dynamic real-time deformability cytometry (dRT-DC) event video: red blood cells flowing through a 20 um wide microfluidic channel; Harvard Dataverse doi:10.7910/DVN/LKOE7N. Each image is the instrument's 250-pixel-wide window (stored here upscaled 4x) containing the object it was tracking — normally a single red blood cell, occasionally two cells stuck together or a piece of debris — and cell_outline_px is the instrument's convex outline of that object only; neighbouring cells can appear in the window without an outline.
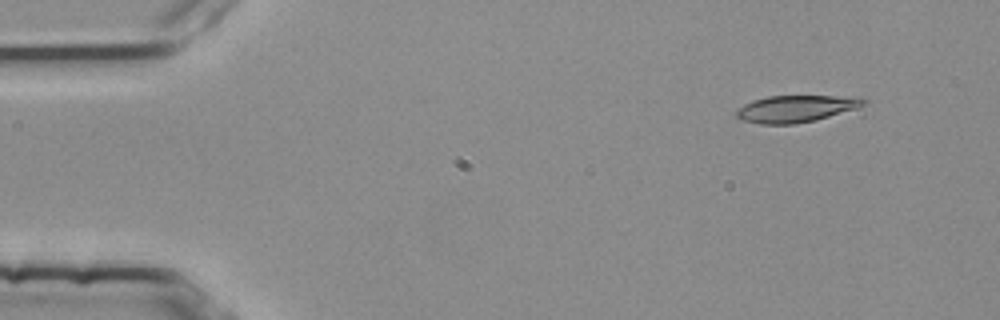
{"species": "common noctule bat (a hibernating species)", "species_latin": "Nyctalus noctula", "temperature_condition": "room temperature", "stored_images_in_passage": 4, "camera_frame_rate_fps": 3000, "um_per_image_px": 0.085, "animal": {"sex": "female", "body_mass_g": 25.1}, "frame": {"image": 1, "passage_image": 2, "time_ms": 0.333, "image_size_px": [1000, 320], "cell_outline_px": [[868, 100], [864, 104], [856, 108], [816, 120], [792, 124], [760, 124], [740, 120], [736, 116], [736, 108], [752, 100], [768, 96], [832, 96]], "centroid_in_image_um": [67.53, 9.25], "position_along_channel_um": 17.5, "area_um2": 19.65}}